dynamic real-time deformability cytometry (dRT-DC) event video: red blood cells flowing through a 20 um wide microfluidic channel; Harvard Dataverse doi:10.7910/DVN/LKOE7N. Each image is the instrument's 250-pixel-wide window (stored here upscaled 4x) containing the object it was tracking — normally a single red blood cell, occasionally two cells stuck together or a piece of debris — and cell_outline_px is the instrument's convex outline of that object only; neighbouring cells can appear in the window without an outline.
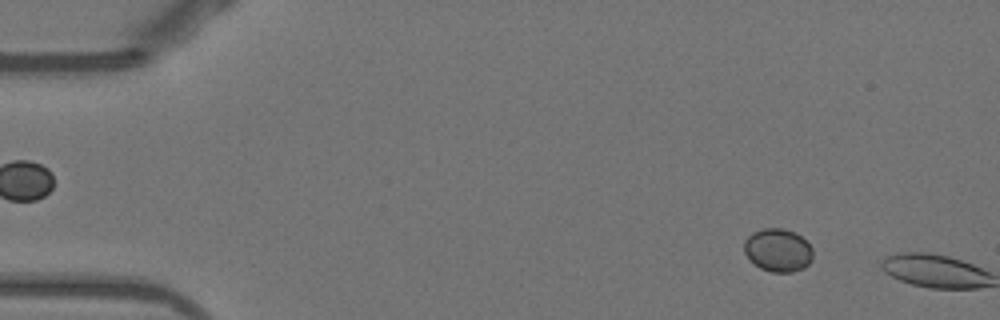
{"species": "Egyptian fruit bat (a non-hibernating species)", "species_latin": "Rousettus aegyptiacus", "temperature_condition": "warm", "stored_images_in_passage": 7, "camera_frame_rate_fps": 3000, "um_per_image_px": 0.085, "animal": {"sex": "female"}, "frame": {"image": 1, "passage_image": 6, "time_ms": 1.667, "image_size_px": [1000, 320], "cell_outline_px": [[812, 260], [804, 268], [792, 272], [772, 272], [760, 268], [744, 252], [744, 240], [752, 232], [764, 228], [784, 228], [796, 232], [812, 248]], "centroid_in_image_um": [66.13, 21.25], "position_along_channel_um": 18.9, "area_um2": 17.22}}